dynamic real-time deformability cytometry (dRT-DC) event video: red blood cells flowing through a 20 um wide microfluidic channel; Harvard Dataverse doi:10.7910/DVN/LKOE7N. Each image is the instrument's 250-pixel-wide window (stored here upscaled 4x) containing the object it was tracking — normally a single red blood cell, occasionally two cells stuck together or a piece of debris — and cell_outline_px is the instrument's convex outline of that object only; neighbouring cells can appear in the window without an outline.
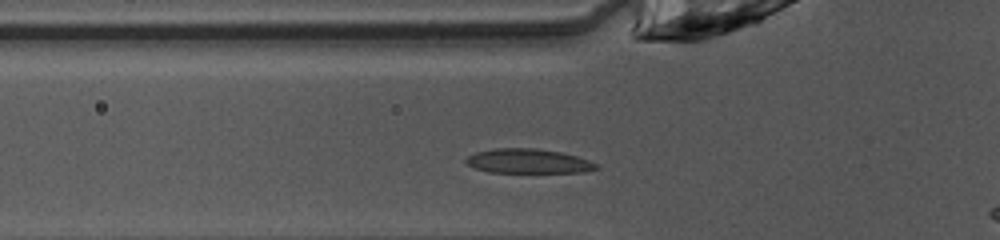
{"species": "common noctule bat (a hibernating species)", "species_latin": "Nyctalus noctula", "temperature_condition": "warm", "stored_images_in_passage": 26, "camera_frame_rate_fps": 3000, "um_per_image_px": 0.085, "animal": {"sex": "female", "body_mass_g": 10.0, "forearm_length_mm": 53.1}, "frame": {"image": 1, "passage_image": 2, "time_ms": 0.333, "image_size_px": [1000, 240], "cell_outline_px": [[600, 168], [584, 172], [488, 172], [476, 168], [468, 164], [464, 160], [468, 156], [476, 152], [496, 148], [536, 148], [560, 152], [576, 156], [600, 164]], "centroid_in_image_um": [44.93, 13.69], "position_along_channel_um": 80.9, "area_um2": 18.5}}
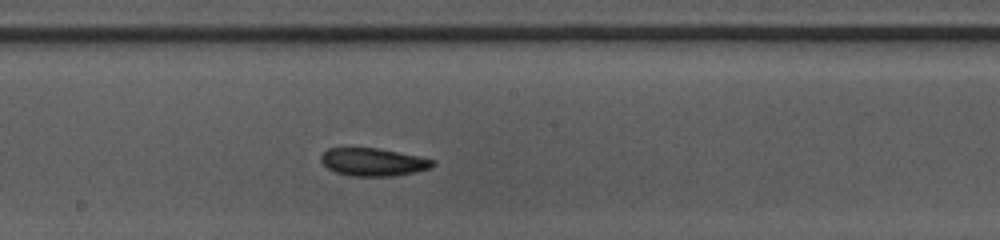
{"frame": {"image": 2, "passage_image": 12, "time_ms": 3.667, "image_size_px": [1000, 240], "cell_outline_px": [[436, 164], [432, 168], [392, 176], [352, 176], [336, 172], [328, 168], [320, 160], [320, 156], [328, 148], [376, 148], [436, 160]], "centroid_in_image_um": [31.72, 13.77], "position_along_channel_um": 216.5, "area_um2": 17.92}}
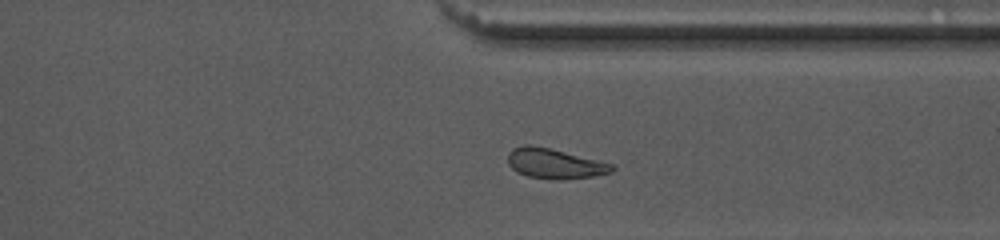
{"frame": {"image": 3, "passage_image": 23, "time_ms": 7.333, "image_size_px": [1000, 240], "cell_outline_px": [[616, 168], [612, 172], [592, 176], [560, 180], [528, 176], [516, 172], [508, 164], [508, 152], [512, 148], [524, 144], [532, 144], [612, 164]], "centroid_in_image_um": [47.09, 13.9], "position_along_channel_um": 364.3, "area_um2": 18.03}, "authors_computed_cell_mechanics": {"area_um2": 18.0914, "velocity_mm_per_s": 4.0397, "shape_relaxation_time_tau1_ms": 4.2152, "shape_relaxation_time_tau2_ms": null, "deformation_change_tau1": 0.1344, "deformation_change_tau2": null}}